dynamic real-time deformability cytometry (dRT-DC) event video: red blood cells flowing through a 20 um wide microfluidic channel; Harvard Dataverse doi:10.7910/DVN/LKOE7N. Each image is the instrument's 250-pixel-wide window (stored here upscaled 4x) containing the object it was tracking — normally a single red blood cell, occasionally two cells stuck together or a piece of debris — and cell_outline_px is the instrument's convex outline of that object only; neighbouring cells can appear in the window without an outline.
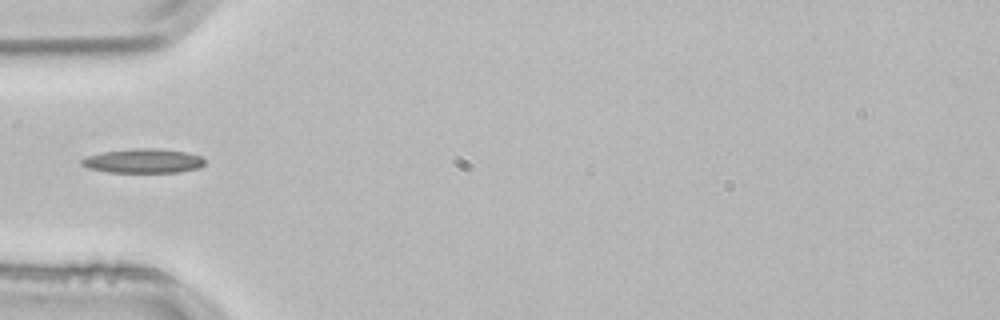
{"species": "common noctule bat (a hibernating species)", "species_latin": "Nyctalus noctula", "temperature_condition": "room temperature", "stored_images_in_passage": 1, "camera_frame_rate_fps": 3000, "um_per_image_px": 0.085, "animal": {"sex": "male", "body_mass_g": 21.5, "forearm_length_mm": 52.0}, "frame": {"image": 1, "passage_image": 1, "time_ms": 0.0, "image_size_px": [1000, 320], "cell_outline_px": [[204, 164], [200, 168], [180, 172], [108, 172], [88, 168], [80, 164], [80, 160], [84, 156], [104, 152], [132, 148], [152, 148], [184, 152], [200, 156], [204, 160]], "centroid_in_image_um": [12.13, 13.68], "position_along_channel_um": 72.9, "area_um2": 17.4}}